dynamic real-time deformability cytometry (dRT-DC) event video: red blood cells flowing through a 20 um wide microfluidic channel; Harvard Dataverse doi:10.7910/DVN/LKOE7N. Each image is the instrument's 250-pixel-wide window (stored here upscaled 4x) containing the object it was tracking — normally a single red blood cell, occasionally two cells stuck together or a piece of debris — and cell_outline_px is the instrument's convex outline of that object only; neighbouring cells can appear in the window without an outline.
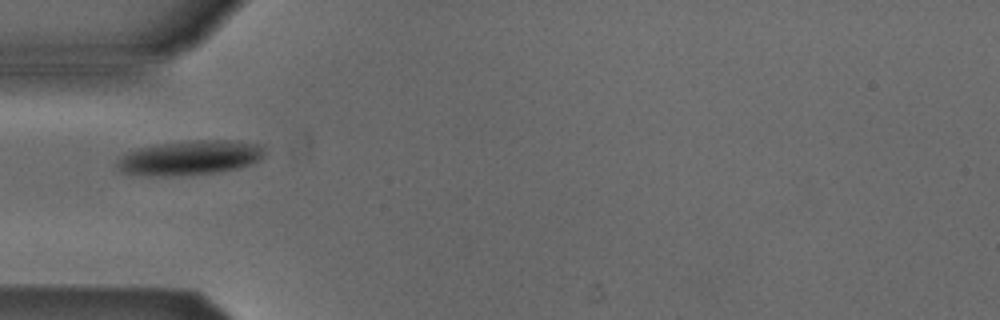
{"species": "Egyptian fruit bat (a non-hibernating species)", "species_latin": "Rousettus aegyptiacus", "temperature_condition": "cold", "stored_images_in_passage": 5, "camera_frame_rate_fps": 3000, "um_per_image_px": 0.085, "animal": {"sex": "male"}, "frame": {"image": 1, "passage_image": 5, "time_ms": 4.667, "image_size_px": [1000, 320], "cell_outline_px": [[264, 156], [248, 164], [236, 168], [216, 172], [172, 176], [160, 176], [120, 172], [116, 164], [116, 160], [120, 156], [128, 152], [140, 148], [156, 144], [188, 140], [236, 140], [264, 144]], "centroid_in_image_um": [16.14, 13.38], "position_along_channel_um": 68.9, "area_um2": 29.71}}